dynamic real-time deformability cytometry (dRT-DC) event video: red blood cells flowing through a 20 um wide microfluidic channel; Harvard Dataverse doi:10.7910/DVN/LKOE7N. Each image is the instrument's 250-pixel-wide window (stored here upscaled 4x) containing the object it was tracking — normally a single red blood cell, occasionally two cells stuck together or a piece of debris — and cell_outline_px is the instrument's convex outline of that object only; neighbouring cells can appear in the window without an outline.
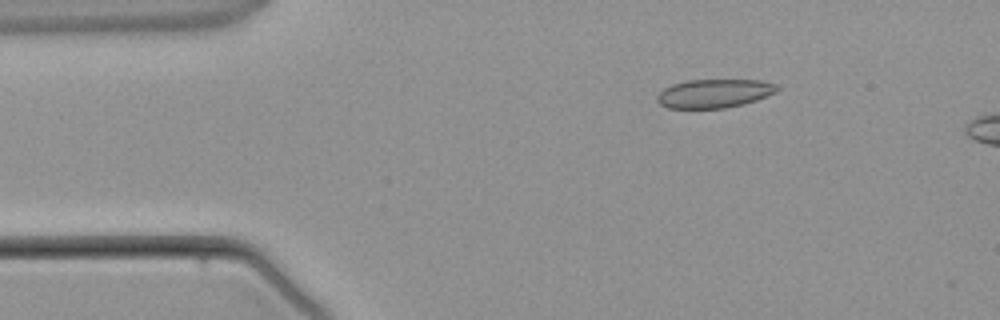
{"species": "common noctule bat (a hibernating species)", "species_latin": "Nyctalus noctula", "temperature_condition": "warm", "stored_images_in_passage": 4, "camera_frame_rate_fps": 3000, "um_per_image_px": 0.085, "animal": {"sex": "male", "body_mass_g": 21.5, "forearm_length_mm": 52.0}, "frame": {"image": 1, "passage_image": 2, "time_ms": 1.333, "image_size_px": [1000, 320], "cell_outline_px": [[780, 88], [776, 92], [756, 100], [744, 104], [724, 108], [668, 108], [660, 104], [656, 100], [656, 96], [664, 88], [672, 84], [688, 80], [760, 80], [776, 84]], "centroid_in_image_um": [60.7, 7.94], "position_along_channel_um": 24.3, "area_um2": 20.06}}